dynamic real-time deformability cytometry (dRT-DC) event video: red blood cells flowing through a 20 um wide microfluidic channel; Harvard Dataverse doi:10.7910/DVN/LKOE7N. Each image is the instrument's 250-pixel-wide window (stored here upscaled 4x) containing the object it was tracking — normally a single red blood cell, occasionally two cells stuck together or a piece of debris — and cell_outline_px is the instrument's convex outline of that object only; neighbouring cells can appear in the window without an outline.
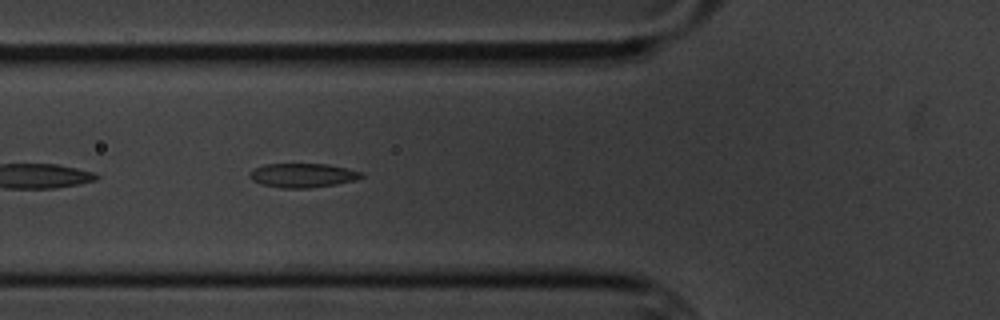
{"species": "common noctule bat (a hibernating species)", "species_latin": "Nyctalus noctula", "temperature_condition": "cold", "stored_images_in_passage": 2, "camera_frame_rate_fps": 3000, "um_per_image_px": 0.085, "animal": {"sex": "male", "body_mass_g": 20.1, "forearm_length_mm": 53.5}, "frame": {"image": 1, "passage_image": 2, "time_ms": 1.0, "image_size_px": [1000, 320], "cell_outline_px": [[364, 176], [356, 180], [336, 184], [308, 188], [280, 188], [260, 184], [252, 180], [248, 176], [248, 172], [252, 168], [264, 164], [328, 164], [364, 172]], "centroid_in_image_um": [25.69, 14.9], "position_along_channel_um": 100.1, "area_um2": 15.95}}